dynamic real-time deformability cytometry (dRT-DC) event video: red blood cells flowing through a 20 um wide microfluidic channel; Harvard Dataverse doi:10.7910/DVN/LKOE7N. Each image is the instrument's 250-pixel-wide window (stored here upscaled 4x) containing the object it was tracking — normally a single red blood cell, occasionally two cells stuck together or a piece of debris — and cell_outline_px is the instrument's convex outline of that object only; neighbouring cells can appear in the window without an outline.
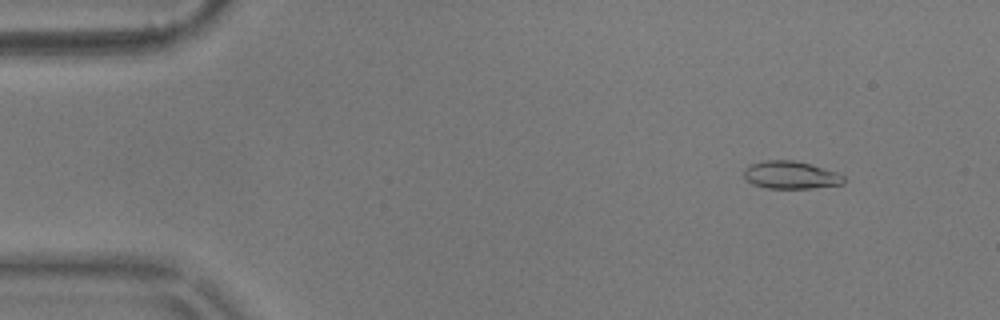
{"species": "common noctule bat (a hibernating species)", "species_latin": "Nyctalus noctula", "temperature_condition": "warm", "stored_images_in_passage": 54, "camera_frame_rate_fps": 3000, "um_per_image_px": 0.085, "animal": {"sex": "male", "body_mass_g": 17.9}, "frame": {"image": 1, "passage_image": 4, "time_ms": 1.0, "image_size_px": [1000, 320], "cell_outline_px": [[844, 184], [812, 188], [768, 188], [752, 184], [744, 176], [744, 168], [748, 164], [764, 160], [792, 160], [812, 164], [836, 172], [844, 176]], "centroid_in_image_um": [67.2, 14.86], "position_along_channel_um": 17.8, "area_um2": 16.18}}
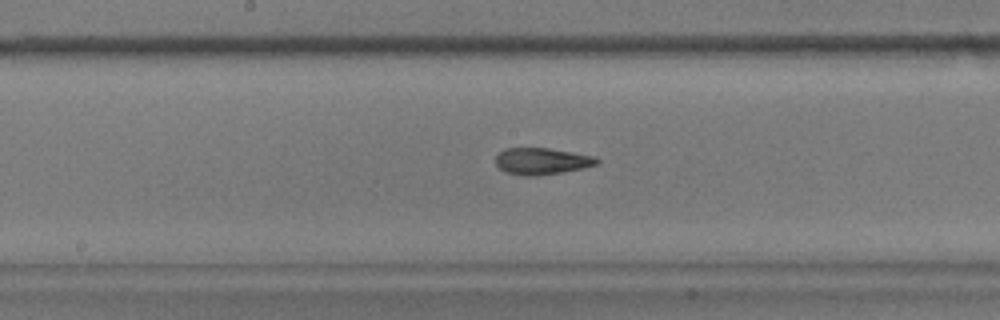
{"frame": {"image": 2, "passage_image": 27, "time_ms": 8.667, "image_size_px": [1000, 320], "cell_outline_px": [[600, 164], [584, 168], [536, 176], [524, 176], [508, 172], [500, 168], [496, 164], [496, 156], [504, 148], [548, 148], [596, 156], [600, 160]], "centroid_in_image_um": [46.1, 13.69], "position_along_channel_um": 202.1, "area_um2": 15.72}}
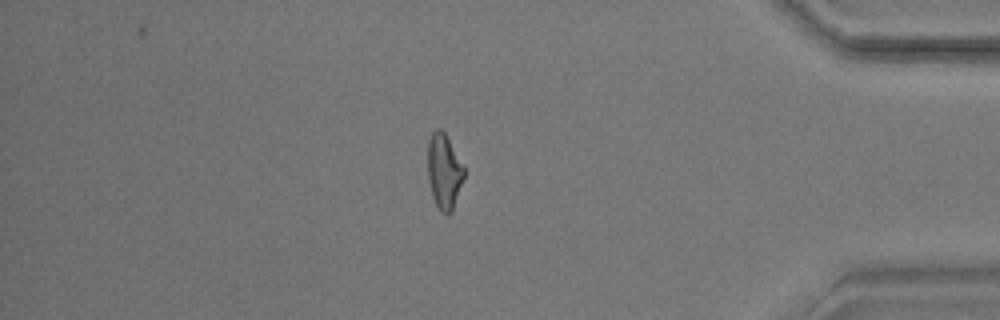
{"frame": {"image": 3, "passage_image": 46, "time_ms": 15.0, "image_size_px": [1000, 320], "cell_outline_px": [[464, 180], [452, 212], [448, 216], [440, 212], [432, 196], [428, 180], [428, 140], [432, 132], [436, 128], [440, 128], [444, 132], [464, 168]], "centroid_in_image_um": [37.74, 14.61], "position_along_channel_um": 397.5, "area_um2": 15.95}, "authors_computed_cell_mechanics": {"area_um2": 15.9817, "velocity_mm_per_s": 3.6158, "shape_relaxation_time_tau1_ms": null, "shape_relaxation_time_tau2_ms": 3.5489, "deformation_change_tau1": null, "deformation_change_tau2": 0.1087}}